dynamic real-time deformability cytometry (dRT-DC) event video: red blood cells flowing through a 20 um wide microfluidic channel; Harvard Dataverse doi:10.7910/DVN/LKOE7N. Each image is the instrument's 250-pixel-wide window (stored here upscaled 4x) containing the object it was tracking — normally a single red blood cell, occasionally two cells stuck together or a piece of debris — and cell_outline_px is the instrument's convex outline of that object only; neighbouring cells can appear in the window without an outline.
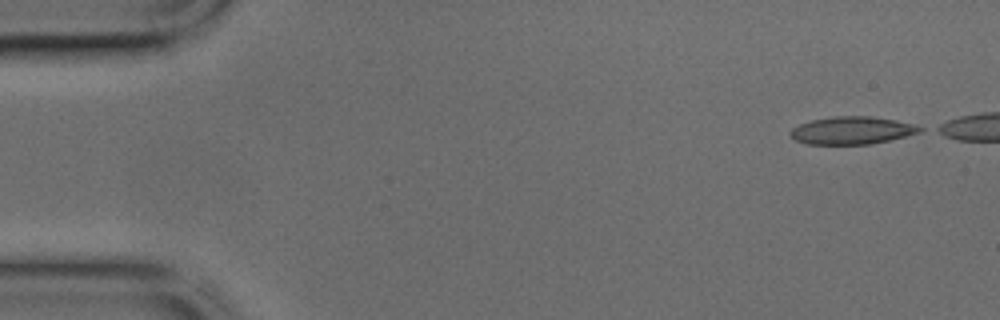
{"species": "common noctule bat (a hibernating species)", "species_latin": "Nyctalus noctula", "temperature_condition": "cold", "stored_images_in_passage": 36, "camera_frame_rate_fps": 3000, "um_per_image_px": 0.085, "animal": {"sex": "male", "body_mass_g": 17.9, "forearm_length_mm": 54.2}, "frame": {"image": 1, "passage_image": 1, "time_ms": 0.0, "image_size_px": [1000, 320], "cell_outline_px": [[924, 128], [920, 132], [888, 140], [868, 144], [808, 144], [796, 140], [788, 132], [792, 128], [800, 124], [812, 120], [832, 116], [872, 116], [896, 120], [912, 124]], "centroid_in_image_um": [72.4, 11.07], "position_along_channel_um": 12.6, "area_um2": 20.63}}
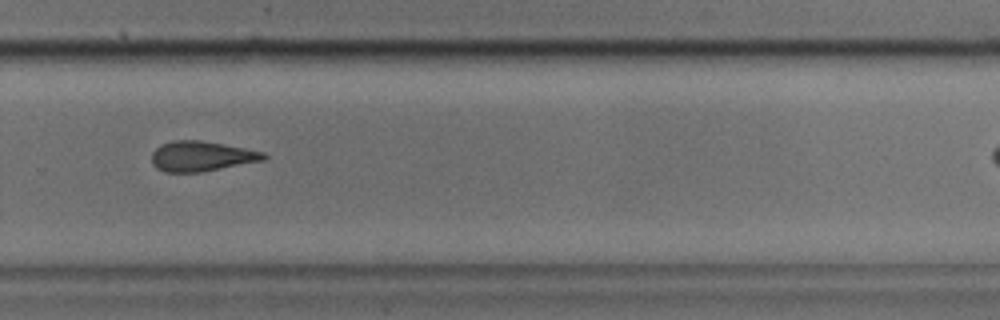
{"frame": {"image": 2, "passage_image": 28, "time_ms": 9.0, "image_size_px": [1000, 320], "cell_outline_px": [[268, 156], [264, 160], [200, 172], [164, 172], [156, 168], [152, 164], [152, 152], [160, 144], [172, 140], [200, 140], [244, 148], [264, 152]], "centroid_in_image_um": [17.09, 13.28], "position_along_channel_um": 312.7, "area_um2": 19.59}}
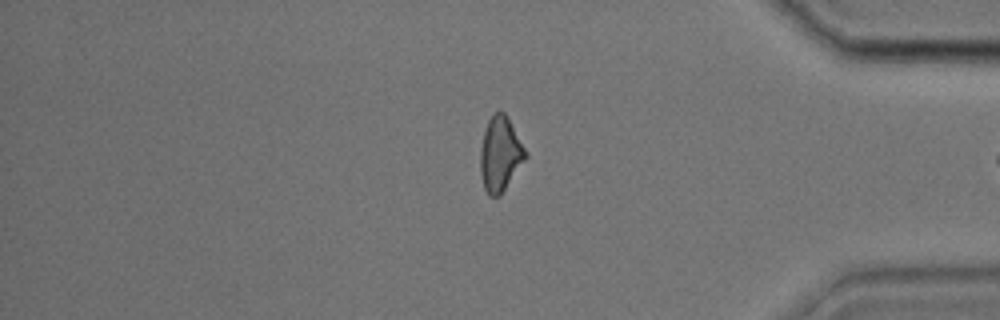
{"frame": {"image": 3, "passage_image": 35, "time_ms": 11.333, "image_size_px": [1000, 320], "cell_outline_px": [[528, 156], [500, 196], [488, 196], [484, 188], [480, 172], [480, 148], [484, 132], [488, 120], [492, 112], [500, 108], [504, 112], [528, 152]], "centroid_in_image_um": [42.51, 13.08], "position_along_channel_um": 392.7, "area_um2": 19.88}}